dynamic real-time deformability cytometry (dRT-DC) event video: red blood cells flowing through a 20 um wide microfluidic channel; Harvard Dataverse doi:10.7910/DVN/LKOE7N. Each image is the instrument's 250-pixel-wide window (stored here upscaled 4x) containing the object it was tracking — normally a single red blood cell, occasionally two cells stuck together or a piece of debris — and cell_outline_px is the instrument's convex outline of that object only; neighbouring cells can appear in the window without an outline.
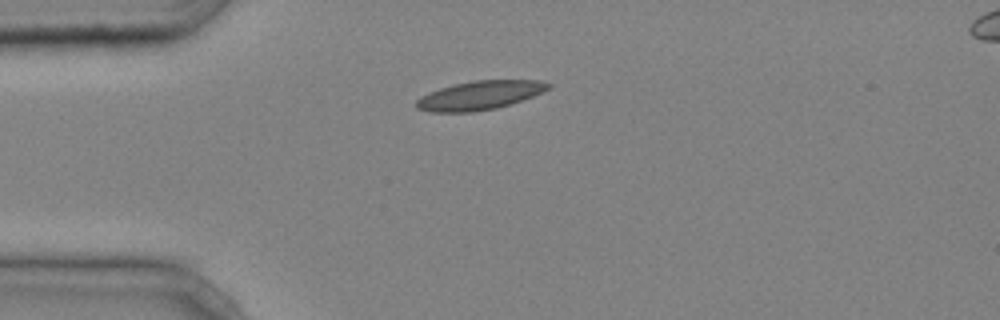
{"species": "common noctule bat (a hibernating species)", "species_latin": "Nyctalus noctula", "temperature_condition": "cold", "stored_images_in_passage": 30, "camera_frame_rate_fps": 3000, "um_per_image_px": 0.085, "animal": {"sex": "male", "body_mass_g": 20.4}, "frame": {"image": 1, "passage_image": 1, "time_ms": 0.0, "image_size_px": [1000, 320], "cell_outline_px": [[552, 88], [544, 92], [496, 108], [472, 112], [428, 112], [416, 108], [416, 100], [420, 96], [428, 92], [452, 84], [472, 80], [540, 80], [552, 84]], "centroid_in_image_um": [40.76, 8.09], "position_along_channel_um": 44.2, "area_um2": 22.31}}
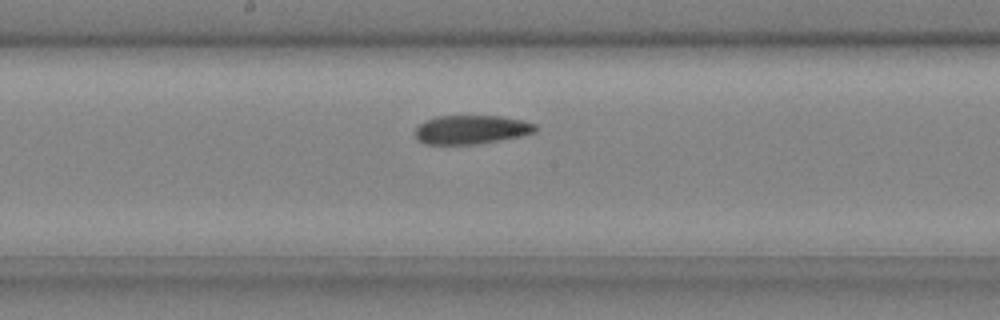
{"frame": {"image": 2, "passage_image": 14, "time_ms": 4.333, "image_size_px": [1000, 320], "cell_outline_px": [[536, 132], [520, 136], [476, 144], [424, 144], [416, 140], [416, 128], [424, 120], [436, 116], [500, 116], [524, 120], [536, 124]], "centroid_in_image_um": [40.04, 11.01], "position_along_channel_um": 208.2, "area_um2": 20.23}}
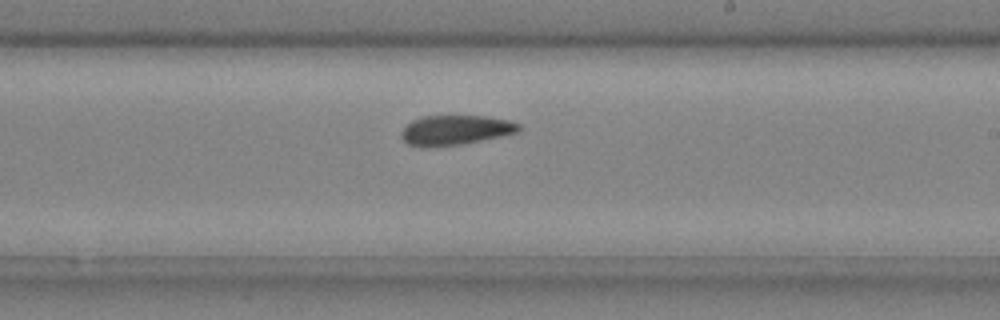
{"frame": {"image": 3, "passage_image": 17, "time_ms": 5.333, "image_size_px": [1000, 320], "cell_outline_px": [[520, 132], [464, 144], [428, 148], [420, 148], [408, 144], [400, 136], [400, 132], [412, 120], [424, 116], [488, 116], [512, 120], [520, 124]], "centroid_in_image_um": [38.72, 11.07], "position_along_channel_um": 250.3, "area_um2": 20.81}, "authors_computed_cell_mechanics": {"area_um2": 20.7502, "velocity_mm_per_s": 4.2199, "shape_relaxation_time_tau1_ms": null, "shape_relaxation_time_tau2_ms": 3.8225, "deformation_change_tau1": null, "deformation_change_tau2": 0.0743}}